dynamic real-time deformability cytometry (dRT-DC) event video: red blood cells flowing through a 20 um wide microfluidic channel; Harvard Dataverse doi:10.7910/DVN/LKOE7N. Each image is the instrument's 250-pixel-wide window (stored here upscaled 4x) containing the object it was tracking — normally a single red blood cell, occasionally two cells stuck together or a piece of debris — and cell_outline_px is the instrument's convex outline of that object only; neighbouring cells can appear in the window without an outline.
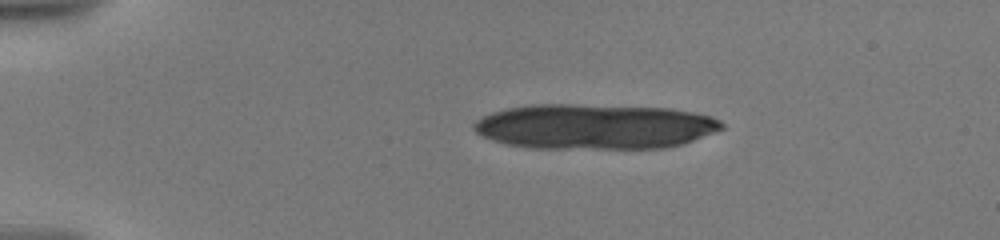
{"species": "human", "species_latin": "Homo sapiens", "temperature_condition": "warm", "stored_images_in_passage": 26, "camera_frame_rate_fps": 3000, "um_per_image_px": 0.085, "donor": {"sex": "male"}, "frame": {"image": 1, "passage_image": 1, "time_ms": 0.0, "image_size_px": [1000, 240], "cell_outline_px": [[724, 128], [716, 132], [684, 144], [664, 148], [528, 148], [508, 144], [492, 140], [476, 132], [472, 128], [472, 124], [476, 120], [492, 112], [508, 108], [532, 104], [576, 104], [668, 108], [692, 112], [712, 116], [720, 120], [724, 124]], "centroid_in_image_um": [50.56, 10.75], "position_along_channel_um": 34.4, "area_um2": 65.49}}
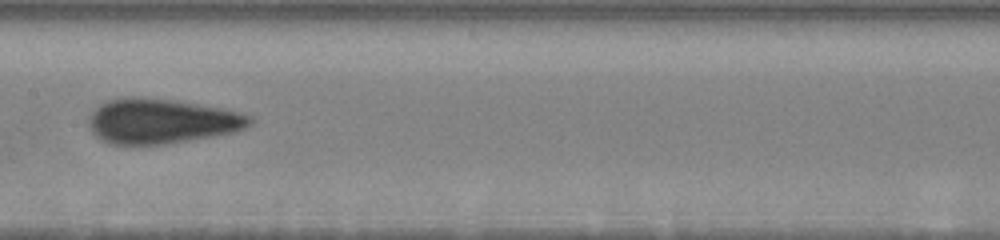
{"frame": {"image": 2, "passage_image": 12, "time_ms": 6.667, "image_size_px": [1000, 240], "cell_outline_px": [[252, 124], [244, 128], [232, 132], [188, 140], [164, 144], [108, 144], [100, 140], [88, 128], [88, 116], [100, 104], [108, 100], [128, 96], [136, 96], [176, 100], [220, 108], [240, 112], [252, 116]], "centroid_in_image_um": [13.67, 10.28], "position_along_channel_um": 193.7, "area_um2": 42.19}}
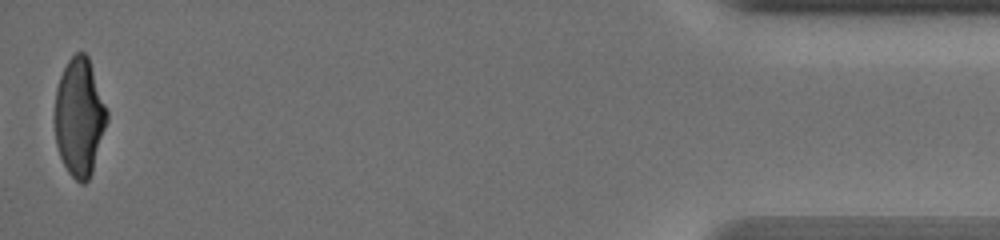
{"frame": {"image": 3, "passage_image": 26, "time_ms": 15.333, "image_size_px": [1000, 240], "cell_outline_px": [[108, 120], [92, 172], [88, 180], [84, 184], [80, 184], [68, 172], [60, 156], [56, 144], [56, 88], [60, 76], [68, 60], [76, 52], [84, 52], [88, 56], [108, 112]], "centroid_in_image_um": [6.76, 9.96], "position_along_channel_um": 428.4, "area_um2": 35.55}, "authors_computed_cell_mechanics": {"area_um2": 41.3848, "velocity_mm_per_s": 3.5855, "shape_relaxation_time_tau1_ms": null, "shape_relaxation_time_tau2_ms": 1.1351, "deformation_change_tau1": null, "deformation_change_tau2": 0.0738}}